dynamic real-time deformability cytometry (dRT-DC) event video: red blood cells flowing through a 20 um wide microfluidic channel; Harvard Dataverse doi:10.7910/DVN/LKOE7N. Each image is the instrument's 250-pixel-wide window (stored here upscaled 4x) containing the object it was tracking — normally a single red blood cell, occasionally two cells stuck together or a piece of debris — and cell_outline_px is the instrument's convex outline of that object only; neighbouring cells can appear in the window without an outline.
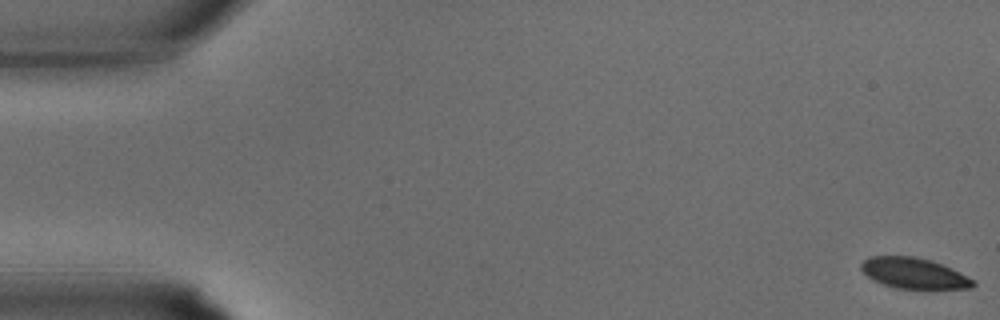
{"species": "common noctule bat (a hibernating species)", "species_latin": "Nyctalus noctula", "temperature_condition": "warm", "stored_images_in_passage": 34, "camera_frame_rate_fps": 3000, "um_per_image_px": 0.085, "animal": {"sex": "male", "body_mass_g": 15.6}, "frame": {"image": 1, "passage_image": 1, "time_ms": 0.0, "image_size_px": [1000, 320], "cell_outline_px": [[976, 284], [972, 288], [896, 288], [884, 284], [868, 276], [860, 268], [860, 264], [868, 256], [916, 256], [932, 260], [952, 268], [976, 280]], "centroid_in_image_um": [77.71, 23.2], "position_along_channel_um": 7.3, "area_um2": 20.0}}
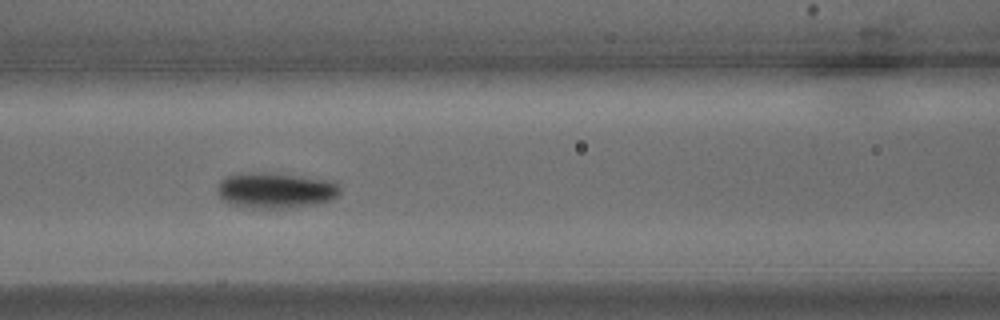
{"frame": {"image": 2, "passage_image": 15, "time_ms": 4.667, "image_size_px": [1000, 320], "cell_outline_px": [[340, 192], [332, 200], [316, 204], [280, 208], [264, 208], [236, 204], [224, 200], [220, 196], [216, 188], [220, 180], [224, 176], [260, 172], [264, 172], [336, 180], [340, 188]], "centroid_in_image_um": [23.48, 16.15], "position_along_channel_um": 143.1, "area_um2": 25.2}}
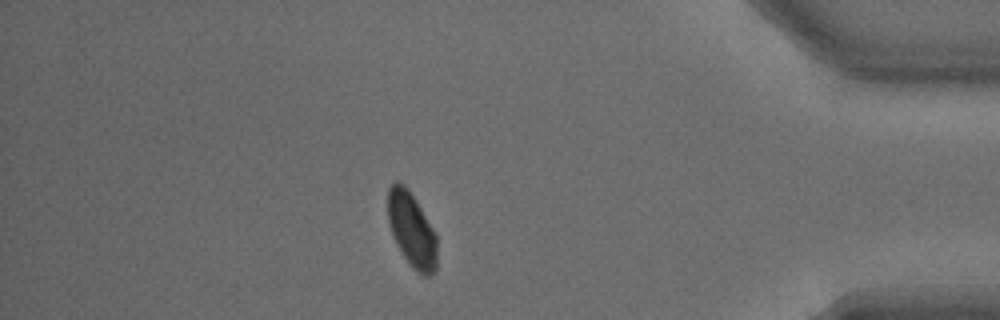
{"frame": {"image": 3, "passage_image": 30, "time_ms": 9.667, "image_size_px": [1000, 320], "cell_outline_px": [[436, 272], [432, 276], [424, 276], [416, 272], [408, 264], [396, 244], [392, 236], [388, 220], [388, 188], [396, 180], [404, 184], [408, 188], [416, 200], [432, 228], [436, 236]], "centroid_in_image_um": [34.98, 19.56], "position_along_channel_um": 400.2, "area_um2": 21.56}}